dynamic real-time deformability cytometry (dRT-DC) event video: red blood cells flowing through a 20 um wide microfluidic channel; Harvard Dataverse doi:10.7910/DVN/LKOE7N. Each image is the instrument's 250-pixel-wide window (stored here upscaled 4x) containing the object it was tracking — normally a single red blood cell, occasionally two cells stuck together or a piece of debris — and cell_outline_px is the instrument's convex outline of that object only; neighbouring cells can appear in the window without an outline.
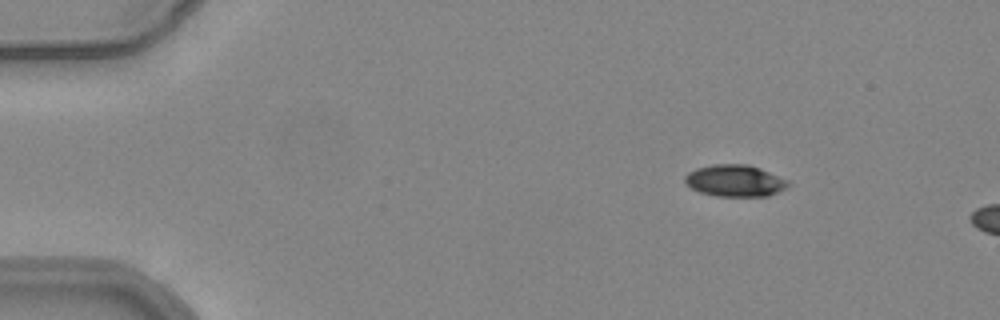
{"species": "common noctule bat (a hibernating species)", "species_latin": "Nyctalus noctula", "temperature_condition": "warm", "stored_images_in_passage": 6, "camera_frame_rate_fps": 3000, "um_per_image_px": 0.085, "animal": {"sex": "female", "body_mass_g": 24.6, "forearm_length_mm": 56.2}, "frame": {"image": 1, "passage_image": 1, "time_ms": 0.0, "image_size_px": [1000, 320], "cell_outline_px": [[792, 184], [788, 188], [768, 196], [716, 196], [700, 192], [692, 188], [684, 180], [684, 176], [688, 172], [696, 168], [712, 164], [748, 164], [760, 168], [788, 180]], "centroid_in_image_um": [62.5, 15.36], "position_along_channel_um": 22.5, "area_um2": 19.25}}